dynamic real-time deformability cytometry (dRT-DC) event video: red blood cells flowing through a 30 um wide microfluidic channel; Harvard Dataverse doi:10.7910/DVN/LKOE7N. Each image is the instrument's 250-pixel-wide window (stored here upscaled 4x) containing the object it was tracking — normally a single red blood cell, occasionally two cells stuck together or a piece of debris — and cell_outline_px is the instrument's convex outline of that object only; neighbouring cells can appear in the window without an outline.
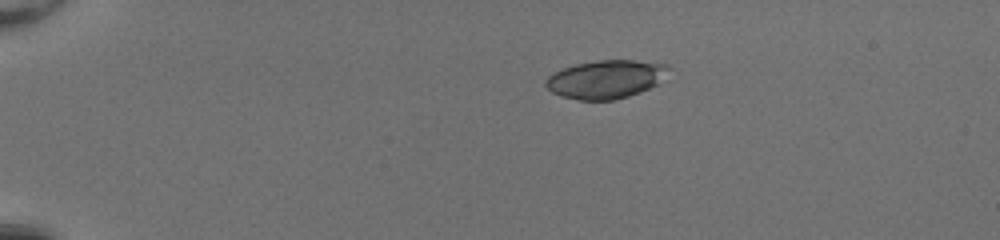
{"species": "common noctule bat (a hibernating species)", "species_latin": "Nyctalus noctula", "temperature_condition": "room temperature", "stored_images_in_passage": 40, "camera_frame_rate_fps": 3000, "um_per_image_px": 0.085, "animal": {"sex": "female", "body_mass_g": 20.0, "forearm_length_mm": 54.0}, "frame": {"image": 1, "passage_image": 1, "time_ms": 0.0, "image_size_px": [1000, 240], "cell_outline_px": [[668, 68], [656, 84], [640, 92], [616, 100], [580, 100], [560, 96], [552, 92], [544, 84], [544, 80], [548, 76], [564, 68], [576, 64], [596, 60], [632, 60], [668, 64]], "centroid_in_image_um": [51.43, 6.74], "position_along_channel_um": 33.6, "area_um2": 27.11}}
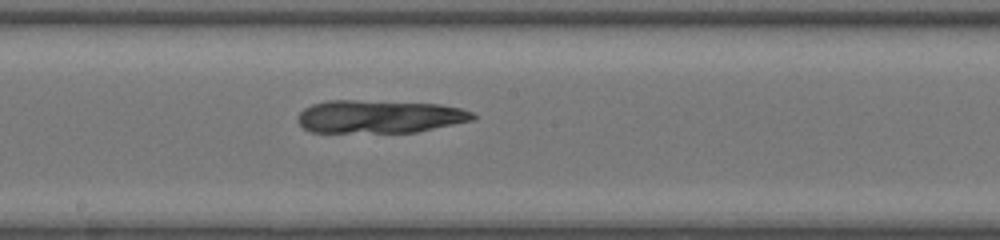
{"frame": {"image": 2, "passage_image": 20, "time_ms": 6.333, "image_size_px": [1000, 240], "cell_outline_px": [[476, 116], [472, 120], [416, 132], [312, 132], [304, 128], [296, 120], [300, 112], [304, 108], [312, 104], [328, 100], [356, 100], [440, 104], [460, 108], [472, 112]], "centroid_in_image_um": [32.21, 9.9], "position_along_channel_um": 216.0, "area_um2": 33.52}}
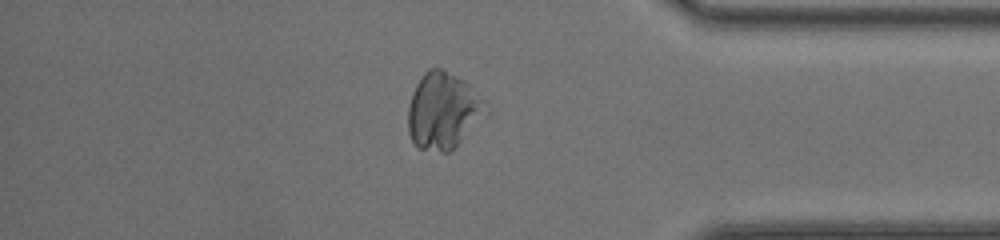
{"frame": {"image": 3, "passage_image": 34, "time_ms": 11.0, "image_size_px": [1000, 240], "cell_outline_px": [[492, 108], [448, 152], [440, 152], [416, 148], [408, 132], [408, 108], [412, 92], [416, 84], [424, 72], [428, 68], [440, 68], [464, 80]], "centroid_in_image_um": [37.65, 9.4], "position_along_channel_um": 397.6, "area_um2": 34.51}}